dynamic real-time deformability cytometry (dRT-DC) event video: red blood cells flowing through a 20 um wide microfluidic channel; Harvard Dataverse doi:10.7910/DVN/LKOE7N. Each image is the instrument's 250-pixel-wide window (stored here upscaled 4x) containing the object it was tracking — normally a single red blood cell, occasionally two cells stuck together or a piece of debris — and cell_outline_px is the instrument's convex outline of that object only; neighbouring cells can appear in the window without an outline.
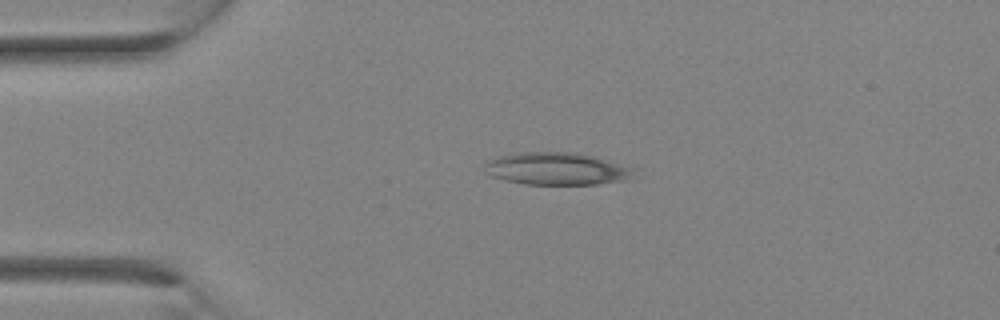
{"species": "Egyptian fruit bat (a non-hibernating species)", "species_latin": "Rousettus aegyptiacus", "temperature_condition": "room temperature", "stored_images_in_passage": 2, "camera_frame_rate_fps": 3000, "um_per_image_px": 0.085, "animal": {"sex": "female"}, "frame": {"image": 1, "passage_image": 1, "time_ms": 0.0, "image_size_px": [1000, 320], "cell_outline_px": [[632, 176], [628, 180], [596, 184], [524, 184], [504, 180], [492, 176], [488, 172], [484, 164], [488, 160], [512, 152], [576, 152], [592, 156], [632, 168]], "centroid_in_image_um": [47.27, 14.34], "position_along_channel_um": 37.7, "area_um2": 27.92}}
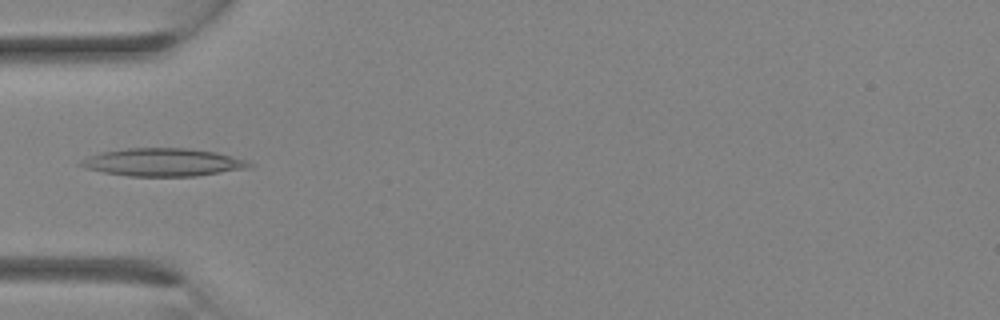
{"frame": {"image": 2, "passage_image": 2, "time_ms": 1.0, "image_size_px": [1000, 320], "cell_outline_px": [[252, 168], [196, 176], [128, 176], [104, 172], [84, 168], [76, 164], [88, 156], [100, 152], [124, 148], [188, 148], [216, 152], [248, 160], [252, 164]], "centroid_in_image_um": [13.86, 13.79], "position_along_channel_um": 71.1, "area_um2": 27.63}}